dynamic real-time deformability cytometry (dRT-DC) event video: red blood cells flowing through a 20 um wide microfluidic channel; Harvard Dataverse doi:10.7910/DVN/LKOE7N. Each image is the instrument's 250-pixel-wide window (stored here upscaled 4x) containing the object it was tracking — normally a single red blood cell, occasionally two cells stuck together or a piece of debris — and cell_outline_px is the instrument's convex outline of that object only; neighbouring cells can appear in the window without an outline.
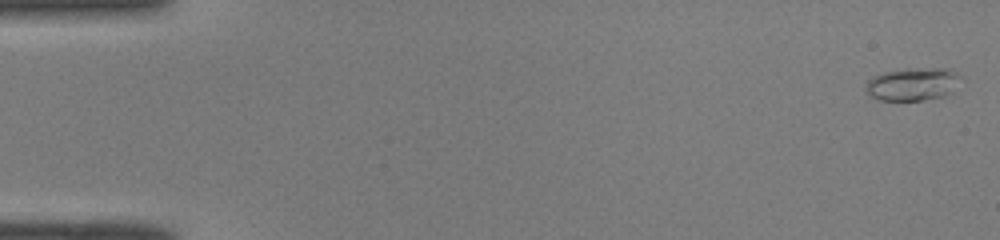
{"species": "common noctule bat (a hibernating species)", "species_latin": "Nyctalus noctula", "temperature_condition": "room temperature", "stored_images_in_passage": 51, "camera_frame_rate_fps": 3000, "um_per_image_px": 0.085, "animal": {"sex": "male", "body_mass_g": 19.0, "forearm_length_mm": 50.8}, "frame": {"image": 1, "passage_image": 1, "time_ms": 0.0, "image_size_px": [1000, 240], "cell_outline_px": [[964, 80], [944, 96], [924, 100], [880, 100], [864, 92], [864, 88], [868, 80], [872, 76], [884, 72], [908, 68], [948, 68], [964, 76]], "centroid_in_image_um": [77.61, 7.13], "position_along_channel_um": 7.4, "area_um2": 18.55}}
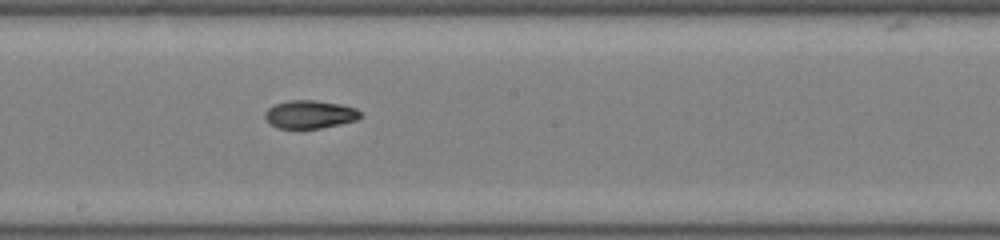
{"frame": {"image": 2, "passage_image": 28, "time_ms": 9.0, "image_size_px": [1000, 240], "cell_outline_px": [[364, 116], [356, 120], [340, 124], [320, 128], [276, 128], [264, 116], [264, 112], [268, 108], [276, 104], [288, 100], [316, 100], [340, 104], [356, 108]], "centroid_in_image_um": [26.36, 9.71], "position_along_channel_um": 221.8, "area_um2": 15.61}}
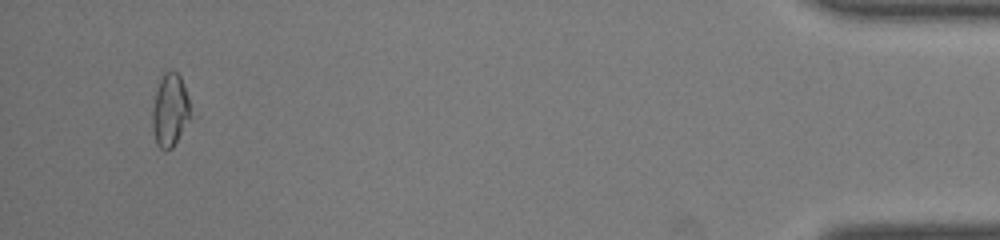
{"frame": {"image": 3, "passage_image": 48, "time_ms": 15.667, "image_size_px": [1000, 240], "cell_outline_px": [[188, 120], [172, 148], [164, 152], [156, 144], [152, 128], [152, 108], [156, 92], [160, 80], [164, 72], [168, 68], [172, 68], [180, 76], [188, 96]], "centroid_in_image_um": [14.41, 9.35], "position_along_channel_um": 420.8, "area_um2": 15.95}}